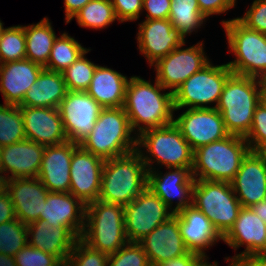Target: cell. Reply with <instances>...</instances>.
Returning <instances> with one entry per match:
<instances>
[{
    "label": "cell",
    "instance_id": "cell-1",
    "mask_svg": "<svg viewBox=\"0 0 266 266\" xmlns=\"http://www.w3.org/2000/svg\"><path fill=\"white\" fill-rule=\"evenodd\" d=\"M155 78V84L140 76H131L123 109L136 136L141 132L174 123L173 92L167 91ZM163 93H162V92Z\"/></svg>",
    "mask_w": 266,
    "mask_h": 266
},
{
    "label": "cell",
    "instance_id": "cell-2",
    "mask_svg": "<svg viewBox=\"0 0 266 266\" xmlns=\"http://www.w3.org/2000/svg\"><path fill=\"white\" fill-rule=\"evenodd\" d=\"M265 81L232 73L226 80L216 106L226 131L245 137L250 129L256 106L262 100Z\"/></svg>",
    "mask_w": 266,
    "mask_h": 266
},
{
    "label": "cell",
    "instance_id": "cell-3",
    "mask_svg": "<svg viewBox=\"0 0 266 266\" xmlns=\"http://www.w3.org/2000/svg\"><path fill=\"white\" fill-rule=\"evenodd\" d=\"M148 170L141 155L131 152L105 160L98 200L126 206L147 188Z\"/></svg>",
    "mask_w": 266,
    "mask_h": 266
},
{
    "label": "cell",
    "instance_id": "cell-4",
    "mask_svg": "<svg viewBox=\"0 0 266 266\" xmlns=\"http://www.w3.org/2000/svg\"><path fill=\"white\" fill-rule=\"evenodd\" d=\"M80 146L103 160L136 151L137 136L123 107L103 108L93 130Z\"/></svg>",
    "mask_w": 266,
    "mask_h": 266
},
{
    "label": "cell",
    "instance_id": "cell-5",
    "mask_svg": "<svg viewBox=\"0 0 266 266\" xmlns=\"http://www.w3.org/2000/svg\"><path fill=\"white\" fill-rule=\"evenodd\" d=\"M249 151L245 138L232 134L203 145L194 150L192 176L195 180L230 183Z\"/></svg>",
    "mask_w": 266,
    "mask_h": 266
},
{
    "label": "cell",
    "instance_id": "cell-6",
    "mask_svg": "<svg viewBox=\"0 0 266 266\" xmlns=\"http://www.w3.org/2000/svg\"><path fill=\"white\" fill-rule=\"evenodd\" d=\"M136 151L148 171L154 170L155 162L160 168L165 166L167 169L193 167L194 151L174 123L141 132L137 136Z\"/></svg>",
    "mask_w": 266,
    "mask_h": 266
},
{
    "label": "cell",
    "instance_id": "cell-7",
    "mask_svg": "<svg viewBox=\"0 0 266 266\" xmlns=\"http://www.w3.org/2000/svg\"><path fill=\"white\" fill-rule=\"evenodd\" d=\"M124 206L96 200L86 205L85 228L81 240L107 256L128 243Z\"/></svg>",
    "mask_w": 266,
    "mask_h": 266
},
{
    "label": "cell",
    "instance_id": "cell-8",
    "mask_svg": "<svg viewBox=\"0 0 266 266\" xmlns=\"http://www.w3.org/2000/svg\"><path fill=\"white\" fill-rule=\"evenodd\" d=\"M221 22L228 48L235 55L227 63L232 72L266 81V35L247 28L237 18Z\"/></svg>",
    "mask_w": 266,
    "mask_h": 266
},
{
    "label": "cell",
    "instance_id": "cell-9",
    "mask_svg": "<svg viewBox=\"0 0 266 266\" xmlns=\"http://www.w3.org/2000/svg\"><path fill=\"white\" fill-rule=\"evenodd\" d=\"M192 205L203 212L223 237L242 208L229 182L195 180Z\"/></svg>",
    "mask_w": 266,
    "mask_h": 266
},
{
    "label": "cell",
    "instance_id": "cell-10",
    "mask_svg": "<svg viewBox=\"0 0 266 266\" xmlns=\"http://www.w3.org/2000/svg\"><path fill=\"white\" fill-rule=\"evenodd\" d=\"M232 73L227 63L213 65L209 62L174 91V111L182 108H216L223 86ZM211 103L215 105L211 107Z\"/></svg>",
    "mask_w": 266,
    "mask_h": 266
},
{
    "label": "cell",
    "instance_id": "cell-11",
    "mask_svg": "<svg viewBox=\"0 0 266 266\" xmlns=\"http://www.w3.org/2000/svg\"><path fill=\"white\" fill-rule=\"evenodd\" d=\"M174 213L148 187L124 207L125 234L128 242H139Z\"/></svg>",
    "mask_w": 266,
    "mask_h": 266
},
{
    "label": "cell",
    "instance_id": "cell-12",
    "mask_svg": "<svg viewBox=\"0 0 266 266\" xmlns=\"http://www.w3.org/2000/svg\"><path fill=\"white\" fill-rule=\"evenodd\" d=\"M58 110L68 141L80 145L93 130L103 107L86 91H67Z\"/></svg>",
    "mask_w": 266,
    "mask_h": 266
},
{
    "label": "cell",
    "instance_id": "cell-13",
    "mask_svg": "<svg viewBox=\"0 0 266 266\" xmlns=\"http://www.w3.org/2000/svg\"><path fill=\"white\" fill-rule=\"evenodd\" d=\"M184 45L176 47L153 65L156 71V80L173 93L192 74L210 62L204 52L203 41L185 49Z\"/></svg>",
    "mask_w": 266,
    "mask_h": 266
},
{
    "label": "cell",
    "instance_id": "cell-14",
    "mask_svg": "<svg viewBox=\"0 0 266 266\" xmlns=\"http://www.w3.org/2000/svg\"><path fill=\"white\" fill-rule=\"evenodd\" d=\"M174 124L180 129L193 151L229 135L222 115L216 108L186 109L174 118Z\"/></svg>",
    "mask_w": 266,
    "mask_h": 266
},
{
    "label": "cell",
    "instance_id": "cell-15",
    "mask_svg": "<svg viewBox=\"0 0 266 266\" xmlns=\"http://www.w3.org/2000/svg\"><path fill=\"white\" fill-rule=\"evenodd\" d=\"M158 170L154 168L148 171L147 187L159 196L174 214L192 205L195 183L192 168H169L170 171L164 174ZM174 199L177 201L172 207Z\"/></svg>",
    "mask_w": 266,
    "mask_h": 266
},
{
    "label": "cell",
    "instance_id": "cell-16",
    "mask_svg": "<svg viewBox=\"0 0 266 266\" xmlns=\"http://www.w3.org/2000/svg\"><path fill=\"white\" fill-rule=\"evenodd\" d=\"M138 25L137 46L151 67L176 47L185 44V37L169 19L144 20Z\"/></svg>",
    "mask_w": 266,
    "mask_h": 266
},
{
    "label": "cell",
    "instance_id": "cell-17",
    "mask_svg": "<svg viewBox=\"0 0 266 266\" xmlns=\"http://www.w3.org/2000/svg\"><path fill=\"white\" fill-rule=\"evenodd\" d=\"M104 163L105 160L80 145L73 151L69 192L85 205L98 200Z\"/></svg>",
    "mask_w": 266,
    "mask_h": 266
},
{
    "label": "cell",
    "instance_id": "cell-18",
    "mask_svg": "<svg viewBox=\"0 0 266 266\" xmlns=\"http://www.w3.org/2000/svg\"><path fill=\"white\" fill-rule=\"evenodd\" d=\"M222 241L234 250L245 247L234 256L266 257V223L250 207H242Z\"/></svg>",
    "mask_w": 266,
    "mask_h": 266
},
{
    "label": "cell",
    "instance_id": "cell-19",
    "mask_svg": "<svg viewBox=\"0 0 266 266\" xmlns=\"http://www.w3.org/2000/svg\"><path fill=\"white\" fill-rule=\"evenodd\" d=\"M44 150V145L28 139L0 147V176L4 180L38 177Z\"/></svg>",
    "mask_w": 266,
    "mask_h": 266
},
{
    "label": "cell",
    "instance_id": "cell-20",
    "mask_svg": "<svg viewBox=\"0 0 266 266\" xmlns=\"http://www.w3.org/2000/svg\"><path fill=\"white\" fill-rule=\"evenodd\" d=\"M86 205L70 192L48 193L39 219L53 227H67L78 239L85 228Z\"/></svg>",
    "mask_w": 266,
    "mask_h": 266
},
{
    "label": "cell",
    "instance_id": "cell-21",
    "mask_svg": "<svg viewBox=\"0 0 266 266\" xmlns=\"http://www.w3.org/2000/svg\"><path fill=\"white\" fill-rule=\"evenodd\" d=\"M26 139L44 146L68 141L58 108L19 106Z\"/></svg>",
    "mask_w": 266,
    "mask_h": 266
},
{
    "label": "cell",
    "instance_id": "cell-22",
    "mask_svg": "<svg viewBox=\"0 0 266 266\" xmlns=\"http://www.w3.org/2000/svg\"><path fill=\"white\" fill-rule=\"evenodd\" d=\"M230 184L242 207L266 200V166L257 151L250 150L243 158Z\"/></svg>",
    "mask_w": 266,
    "mask_h": 266
},
{
    "label": "cell",
    "instance_id": "cell-23",
    "mask_svg": "<svg viewBox=\"0 0 266 266\" xmlns=\"http://www.w3.org/2000/svg\"><path fill=\"white\" fill-rule=\"evenodd\" d=\"M138 243L147 254L151 266H158L188 252L180 233L179 220L175 215L154 228Z\"/></svg>",
    "mask_w": 266,
    "mask_h": 266
},
{
    "label": "cell",
    "instance_id": "cell-24",
    "mask_svg": "<svg viewBox=\"0 0 266 266\" xmlns=\"http://www.w3.org/2000/svg\"><path fill=\"white\" fill-rule=\"evenodd\" d=\"M5 190L14 205L16 218L25 225L39 220L49 190L38 177L5 180Z\"/></svg>",
    "mask_w": 266,
    "mask_h": 266
},
{
    "label": "cell",
    "instance_id": "cell-25",
    "mask_svg": "<svg viewBox=\"0 0 266 266\" xmlns=\"http://www.w3.org/2000/svg\"><path fill=\"white\" fill-rule=\"evenodd\" d=\"M174 215L179 220L180 233L189 252L207 257L205 251L223 240L212 222L195 206L190 205Z\"/></svg>",
    "mask_w": 266,
    "mask_h": 266
},
{
    "label": "cell",
    "instance_id": "cell-26",
    "mask_svg": "<svg viewBox=\"0 0 266 266\" xmlns=\"http://www.w3.org/2000/svg\"><path fill=\"white\" fill-rule=\"evenodd\" d=\"M78 146L71 141L45 146L38 179L50 192H69L71 158Z\"/></svg>",
    "mask_w": 266,
    "mask_h": 266
},
{
    "label": "cell",
    "instance_id": "cell-27",
    "mask_svg": "<svg viewBox=\"0 0 266 266\" xmlns=\"http://www.w3.org/2000/svg\"><path fill=\"white\" fill-rule=\"evenodd\" d=\"M44 66L28 59L0 64V93L4 104L19 105Z\"/></svg>",
    "mask_w": 266,
    "mask_h": 266
},
{
    "label": "cell",
    "instance_id": "cell-28",
    "mask_svg": "<svg viewBox=\"0 0 266 266\" xmlns=\"http://www.w3.org/2000/svg\"><path fill=\"white\" fill-rule=\"evenodd\" d=\"M27 227L28 244L67 261L78 238L67 227H53L44 220L32 222Z\"/></svg>",
    "mask_w": 266,
    "mask_h": 266
},
{
    "label": "cell",
    "instance_id": "cell-29",
    "mask_svg": "<svg viewBox=\"0 0 266 266\" xmlns=\"http://www.w3.org/2000/svg\"><path fill=\"white\" fill-rule=\"evenodd\" d=\"M129 79L107 66L97 65L86 92L103 108L123 107Z\"/></svg>",
    "mask_w": 266,
    "mask_h": 266
},
{
    "label": "cell",
    "instance_id": "cell-30",
    "mask_svg": "<svg viewBox=\"0 0 266 266\" xmlns=\"http://www.w3.org/2000/svg\"><path fill=\"white\" fill-rule=\"evenodd\" d=\"M67 91L62 72L44 68L18 106L58 108Z\"/></svg>",
    "mask_w": 266,
    "mask_h": 266
},
{
    "label": "cell",
    "instance_id": "cell-31",
    "mask_svg": "<svg viewBox=\"0 0 266 266\" xmlns=\"http://www.w3.org/2000/svg\"><path fill=\"white\" fill-rule=\"evenodd\" d=\"M26 37V59L45 66L57 36L47 17L40 22L24 26Z\"/></svg>",
    "mask_w": 266,
    "mask_h": 266
},
{
    "label": "cell",
    "instance_id": "cell-32",
    "mask_svg": "<svg viewBox=\"0 0 266 266\" xmlns=\"http://www.w3.org/2000/svg\"><path fill=\"white\" fill-rule=\"evenodd\" d=\"M168 19L186 37L201 28L207 18L201 13L197 0H171Z\"/></svg>",
    "mask_w": 266,
    "mask_h": 266
},
{
    "label": "cell",
    "instance_id": "cell-33",
    "mask_svg": "<svg viewBox=\"0 0 266 266\" xmlns=\"http://www.w3.org/2000/svg\"><path fill=\"white\" fill-rule=\"evenodd\" d=\"M87 50L74 37L64 32L54 41L49 60L44 68L62 72Z\"/></svg>",
    "mask_w": 266,
    "mask_h": 266
},
{
    "label": "cell",
    "instance_id": "cell-34",
    "mask_svg": "<svg viewBox=\"0 0 266 266\" xmlns=\"http://www.w3.org/2000/svg\"><path fill=\"white\" fill-rule=\"evenodd\" d=\"M79 26L100 30L118 20L111 0H91L72 19Z\"/></svg>",
    "mask_w": 266,
    "mask_h": 266
},
{
    "label": "cell",
    "instance_id": "cell-35",
    "mask_svg": "<svg viewBox=\"0 0 266 266\" xmlns=\"http://www.w3.org/2000/svg\"><path fill=\"white\" fill-rule=\"evenodd\" d=\"M26 139L23 115L18 105L0 104V147Z\"/></svg>",
    "mask_w": 266,
    "mask_h": 266
},
{
    "label": "cell",
    "instance_id": "cell-36",
    "mask_svg": "<svg viewBox=\"0 0 266 266\" xmlns=\"http://www.w3.org/2000/svg\"><path fill=\"white\" fill-rule=\"evenodd\" d=\"M26 58L24 26L7 27L0 39V64Z\"/></svg>",
    "mask_w": 266,
    "mask_h": 266
},
{
    "label": "cell",
    "instance_id": "cell-37",
    "mask_svg": "<svg viewBox=\"0 0 266 266\" xmlns=\"http://www.w3.org/2000/svg\"><path fill=\"white\" fill-rule=\"evenodd\" d=\"M89 51L91 50L88 48L74 63L62 71L68 91H86L88 89L97 67L85 57Z\"/></svg>",
    "mask_w": 266,
    "mask_h": 266
},
{
    "label": "cell",
    "instance_id": "cell-38",
    "mask_svg": "<svg viewBox=\"0 0 266 266\" xmlns=\"http://www.w3.org/2000/svg\"><path fill=\"white\" fill-rule=\"evenodd\" d=\"M27 243V227L18 218L0 224V253L14 257Z\"/></svg>",
    "mask_w": 266,
    "mask_h": 266
},
{
    "label": "cell",
    "instance_id": "cell-39",
    "mask_svg": "<svg viewBox=\"0 0 266 266\" xmlns=\"http://www.w3.org/2000/svg\"><path fill=\"white\" fill-rule=\"evenodd\" d=\"M64 266H108V256L78 239Z\"/></svg>",
    "mask_w": 266,
    "mask_h": 266
},
{
    "label": "cell",
    "instance_id": "cell-40",
    "mask_svg": "<svg viewBox=\"0 0 266 266\" xmlns=\"http://www.w3.org/2000/svg\"><path fill=\"white\" fill-rule=\"evenodd\" d=\"M108 266H151L143 247L137 242H128L116 253L108 256Z\"/></svg>",
    "mask_w": 266,
    "mask_h": 266
},
{
    "label": "cell",
    "instance_id": "cell-41",
    "mask_svg": "<svg viewBox=\"0 0 266 266\" xmlns=\"http://www.w3.org/2000/svg\"><path fill=\"white\" fill-rule=\"evenodd\" d=\"M17 266H64L54 255L33 248L28 243L14 256Z\"/></svg>",
    "mask_w": 266,
    "mask_h": 266
},
{
    "label": "cell",
    "instance_id": "cell-42",
    "mask_svg": "<svg viewBox=\"0 0 266 266\" xmlns=\"http://www.w3.org/2000/svg\"><path fill=\"white\" fill-rule=\"evenodd\" d=\"M244 138L251 151L266 146V104L262 100L255 108L251 129Z\"/></svg>",
    "mask_w": 266,
    "mask_h": 266
},
{
    "label": "cell",
    "instance_id": "cell-43",
    "mask_svg": "<svg viewBox=\"0 0 266 266\" xmlns=\"http://www.w3.org/2000/svg\"><path fill=\"white\" fill-rule=\"evenodd\" d=\"M237 19L247 28L266 35V0H254L248 11Z\"/></svg>",
    "mask_w": 266,
    "mask_h": 266
},
{
    "label": "cell",
    "instance_id": "cell-44",
    "mask_svg": "<svg viewBox=\"0 0 266 266\" xmlns=\"http://www.w3.org/2000/svg\"><path fill=\"white\" fill-rule=\"evenodd\" d=\"M119 22L138 20L143 9V0H111Z\"/></svg>",
    "mask_w": 266,
    "mask_h": 266
},
{
    "label": "cell",
    "instance_id": "cell-45",
    "mask_svg": "<svg viewBox=\"0 0 266 266\" xmlns=\"http://www.w3.org/2000/svg\"><path fill=\"white\" fill-rule=\"evenodd\" d=\"M171 0H143V9L146 13L145 20L168 19Z\"/></svg>",
    "mask_w": 266,
    "mask_h": 266
},
{
    "label": "cell",
    "instance_id": "cell-46",
    "mask_svg": "<svg viewBox=\"0 0 266 266\" xmlns=\"http://www.w3.org/2000/svg\"><path fill=\"white\" fill-rule=\"evenodd\" d=\"M201 13L209 19V16L229 11L235 7L236 0H197Z\"/></svg>",
    "mask_w": 266,
    "mask_h": 266
},
{
    "label": "cell",
    "instance_id": "cell-47",
    "mask_svg": "<svg viewBox=\"0 0 266 266\" xmlns=\"http://www.w3.org/2000/svg\"><path fill=\"white\" fill-rule=\"evenodd\" d=\"M16 219L14 205L9 193L4 189L0 193V224Z\"/></svg>",
    "mask_w": 266,
    "mask_h": 266
},
{
    "label": "cell",
    "instance_id": "cell-48",
    "mask_svg": "<svg viewBox=\"0 0 266 266\" xmlns=\"http://www.w3.org/2000/svg\"><path fill=\"white\" fill-rule=\"evenodd\" d=\"M201 258V255L188 251L185 255L162 262L158 266H195Z\"/></svg>",
    "mask_w": 266,
    "mask_h": 266
},
{
    "label": "cell",
    "instance_id": "cell-49",
    "mask_svg": "<svg viewBox=\"0 0 266 266\" xmlns=\"http://www.w3.org/2000/svg\"><path fill=\"white\" fill-rule=\"evenodd\" d=\"M225 257V261H230L228 266H266V257Z\"/></svg>",
    "mask_w": 266,
    "mask_h": 266
},
{
    "label": "cell",
    "instance_id": "cell-50",
    "mask_svg": "<svg viewBox=\"0 0 266 266\" xmlns=\"http://www.w3.org/2000/svg\"><path fill=\"white\" fill-rule=\"evenodd\" d=\"M91 0H64L65 21L68 24L72 17Z\"/></svg>",
    "mask_w": 266,
    "mask_h": 266
},
{
    "label": "cell",
    "instance_id": "cell-51",
    "mask_svg": "<svg viewBox=\"0 0 266 266\" xmlns=\"http://www.w3.org/2000/svg\"><path fill=\"white\" fill-rule=\"evenodd\" d=\"M253 212L266 223V200L260 201L250 207Z\"/></svg>",
    "mask_w": 266,
    "mask_h": 266
},
{
    "label": "cell",
    "instance_id": "cell-52",
    "mask_svg": "<svg viewBox=\"0 0 266 266\" xmlns=\"http://www.w3.org/2000/svg\"><path fill=\"white\" fill-rule=\"evenodd\" d=\"M0 266H17L14 257L0 253Z\"/></svg>",
    "mask_w": 266,
    "mask_h": 266
},
{
    "label": "cell",
    "instance_id": "cell-53",
    "mask_svg": "<svg viewBox=\"0 0 266 266\" xmlns=\"http://www.w3.org/2000/svg\"><path fill=\"white\" fill-rule=\"evenodd\" d=\"M207 260H209V257H202L195 266H218L217 261H214L213 263H209Z\"/></svg>",
    "mask_w": 266,
    "mask_h": 266
},
{
    "label": "cell",
    "instance_id": "cell-54",
    "mask_svg": "<svg viewBox=\"0 0 266 266\" xmlns=\"http://www.w3.org/2000/svg\"><path fill=\"white\" fill-rule=\"evenodd\" d=\"M257 152L259 153V155L261 156V158L264 160V163H265V166H266V146L265 147H262Z\"/></svg>",
    "mask_w": 266,
    "mask_h": 266
},
{
    "label": "cell",
    "instance_id": "cell-55",
    "mask_svg": "<svg viewBox=\"0 0 266 266\" xmlns=\"http://www.w3.org/2000/svg\"><path fill=\"white\" fill-rule=\"evenodd\" d=\"M262 101L266 104V81L262 90Z\"/></svg>",
    "mask_w": 266,
    "mask_h": 266
},
{
    "label": "cell",
    "instance_id": "cell-56",
    "mask_svg": "<svg viewBox=\"0 0 266 266\" xmlns=\"http://www.w3.org/2000/svg\"><path fill=\"white\" fill-rule=\"evenodd\" d=\"M5 189V180L0 176V193Z\"/></svg>",
    "mask_w": 266,
    "mask_h": 266
},
{
    "label": "cell",
    "instance_id": "cell-57",
    "mask_svg": "<svg viewBox=\"0 0 266 266\" xmlns=\"http://www.w3.org/2000/svg\"><path fill=\"white\" fill-rule=\"evenodd\" d=\"M3 25H4L3 22L0 20V39L2 37L3 31L6 29V28H4Z\"/></svg>",
    "mask_w": 266,
    "mask_h": 266
}]
</instances>
